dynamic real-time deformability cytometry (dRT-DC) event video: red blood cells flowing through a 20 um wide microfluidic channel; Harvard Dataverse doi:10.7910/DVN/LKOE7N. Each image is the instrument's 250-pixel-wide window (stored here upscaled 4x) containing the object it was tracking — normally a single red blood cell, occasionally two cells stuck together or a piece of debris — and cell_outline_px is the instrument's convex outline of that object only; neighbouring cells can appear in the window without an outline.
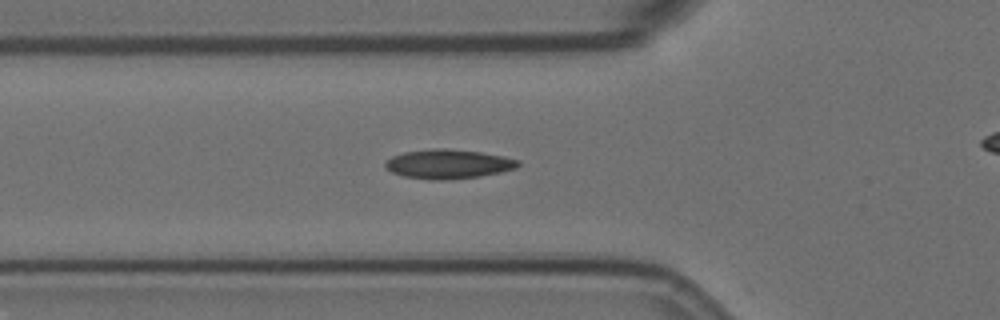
{"species": "Egyptian fruit bat (a non-hibernating species)", "species_latin": "Rousettus aegyptiacus", "temperature_condition": "room temperature", "stored_images_in_passage": 26, "camera_frame_rate_fps": 3000, "um_per_image_px": 0.085, "animal": {"sex": "female"}, "frame": {"image": 1, "passage_image": 2, "time_ms": 0.333, "image_size_px": [1000, 320], "cell_outline_px": [[520, 164], [516, 168], [500, 172], [480, 176], [444, 180], [432, 180], [404, 176], [392, 172], [384, 168], [384, 164], [392, 156], [404, 152], [432, 148], [448, 148], [480, 152], [504, 156], [520, 160]], "centroid_in_image_um": [38.1, 13.93], "position_along_channel_um": 87.7, "area_um2": 22.72}}
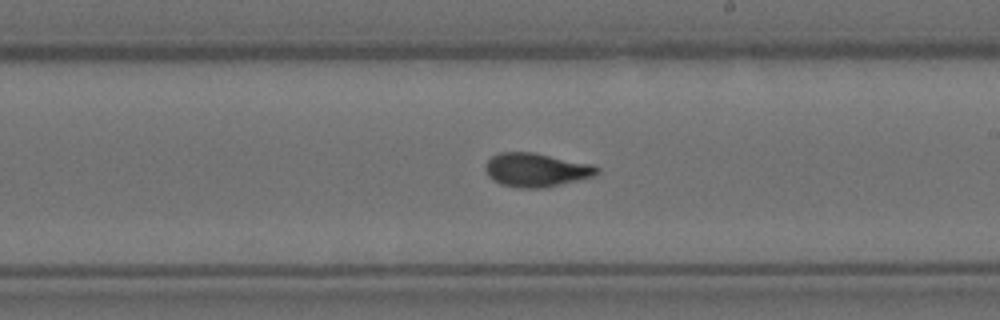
{"frame": {"image": 2, "passage_image": 15, "time_ms": 4.667, "image_size_px": [1000, 320], "cell_outline_px": [[600, 172], [596, 176], [544, 188], [520, 188], [500, 184], [492, 180], [488, 176], [484, 168], [488, 160], [492, 156], [500, 152], [532, 152], [592, 164], [600, 168]], "centroid_in_image_um": [45.59, 14.45], "position_along_channel_um": 243.4, "area_um2": 22.08}}
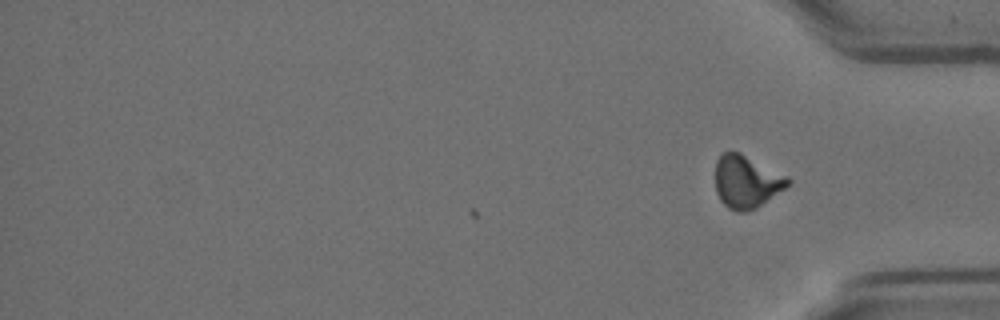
{"frame": {"image": 3, "passage_image": 26, "time_ms": 8.333, "image_size_px": [1000, 320], "cell_outline_px": [[792, 184], [756, 208], [744, 212], [736, 212], [728, 208], [720, 200], [716, 192], [716, 160], [724, 152], [740, 152], [788, 176], [792, 180]], "centroid_in_image_um": [63.48, 15.45], "position_along_channel_um": 371.7, "area_um2": 22.43}}